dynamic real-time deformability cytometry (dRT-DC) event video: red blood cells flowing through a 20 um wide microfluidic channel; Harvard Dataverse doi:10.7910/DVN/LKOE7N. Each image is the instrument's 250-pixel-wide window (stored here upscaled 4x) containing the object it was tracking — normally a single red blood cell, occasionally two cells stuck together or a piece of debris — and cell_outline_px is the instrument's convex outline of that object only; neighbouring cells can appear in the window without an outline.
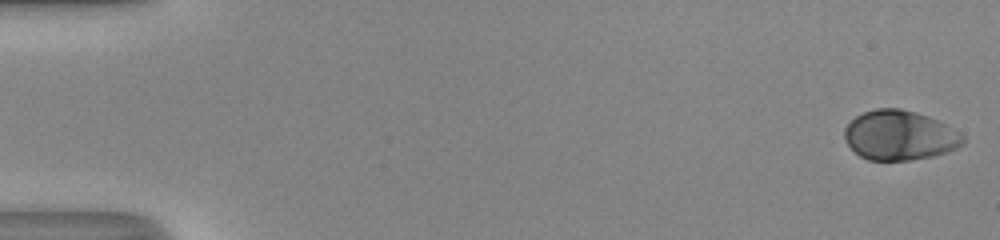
{"species": "human", "species_latin": "Homo sapiens", "temperature_condition": "room temperature", "stored_images_in_passage": 51, "camera_frame_rate_fps": 3000, "um_per_image_px": 0.085, "donor": {"sex": "male"}, "frame": {"image": 1, "passage_image": 1, "time_ms": 0.0, "image_size_px": [1000, 240], "cell_outline_px": [[964, 144], [948, 152], [932, 156], [908, 160], [868, 160], [860, 156], [844, 140], [844, 128], [856, 116], [864, 112], [876, 108], [900, 108], [916, 112], [928, 116], [944, 124], [964, 136]], "centroid_in_image_um": [76.45, 11.5], "position_along_channel_um": 8.6, "area_um2": 34.1}}
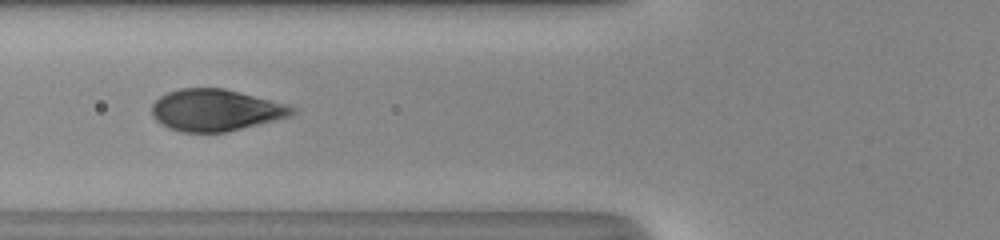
{"frame": {"image": 2, "passage_image": 21, "time_ms": 6.667, "image_size_px": [1000, 240], "cell_outline_px": [[296, 112], [292, 116], [224, 132], [180, 132], [168, 128], [156, 120], [152, 116], [152, 104], [160, 96], [168, 92], [180, 88], [224, 88], [288, 104], [296, 108]], "centroid_in_image_um": [18.33, 9.36], "position_along_channel_um": 107.5, "area_um2": 34.1}}
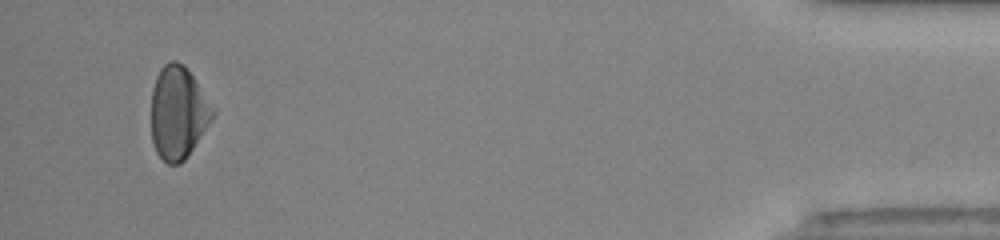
{"frame": {"image": 3, "passage_image": 49, "time_ms": 16.0, "image_size_px": [1000, 240], "cell_outline_px": [[216, 112], [188, 156], [180, 164], [168, 164], [156, 152], [152, 144], [152, 88], [156, 76], [160, 68], [164, 64], [172, 60], [176, 60], [184, 64], [216, 108]], "centroid_in_image_um": [15.15, 9.55], "position_along_channel_um": 420.1, "area_um2": 33.41}, "authors_computed_cell_mechanics": {"area_um2": 34.102, "velocity_mm_per_s": 4.1512, "shape_relaxation_time_tau1_ms": 2.7299, "shape_relaxation_time_tau2_ms": null, "deformation_change_tau1": 0.1644, "deformation_change_tau2": null}}